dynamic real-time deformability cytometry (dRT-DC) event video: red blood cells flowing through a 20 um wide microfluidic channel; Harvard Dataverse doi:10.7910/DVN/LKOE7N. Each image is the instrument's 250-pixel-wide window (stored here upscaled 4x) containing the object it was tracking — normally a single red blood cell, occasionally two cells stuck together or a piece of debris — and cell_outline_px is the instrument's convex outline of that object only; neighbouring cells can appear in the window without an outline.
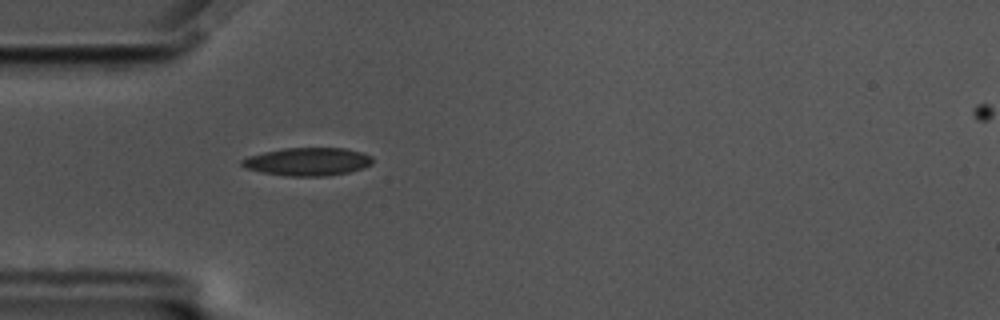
{"species": "common noctule bat (a hibernating species)", "species_latin": "Nyctalus noctula", "temperature_condition": "cold", "stored_images_in_passage": 44, "camera_frame_rate_fps": 3000, "um_per_image_px": 0.085, "animal": {"sex": "male", "body_mass_g": 17.5, "forearm_length_mm": 52.3}, "frame": {"image": 1, "passage_image": 3, "time_ms": 0.667, "image_size_px": [1000, 320], "cell_outline_px": [[372, 164], [364, 168], [348, 172], [324, 176], [288, 176], [260, 172], [244, 168], [240, 164], [240, 160], [248, 156], [264, 152], [284, 148], [344, 148], [360, 152], [372, 156]], "centroid_in_image_um": [26.12, 13.74], "position_along_channel_um": 58.9, "area_um2": 21.39}}
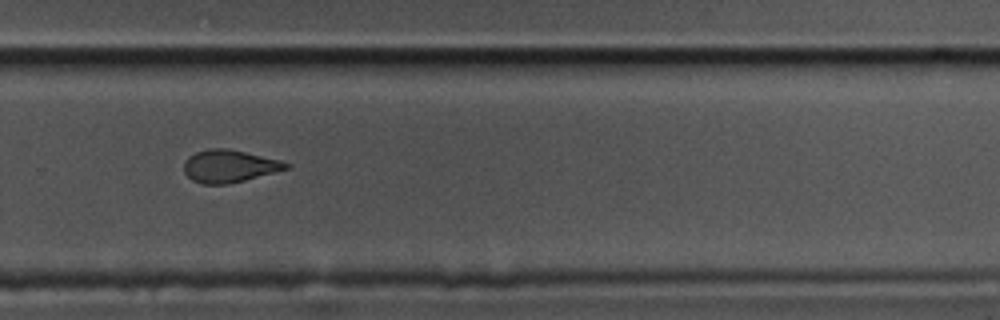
{"frame": {"image": 2, "passage_image": 25, "time_ms": 8.0, "image_size_px": [1000, 320], "cell_outline_px": [[292, 164], [288, 168], [244, 180], [228, 184], [204, 184], [192, 180], [184, 172], [184, 160], [188, 156], [196, 152], [208, 148], [228, 148], [280, 160]], "centroid_in_image_um": [19.45, 14.11], "position_along_channel_um": 310.3, "area_um2": 19.25}}
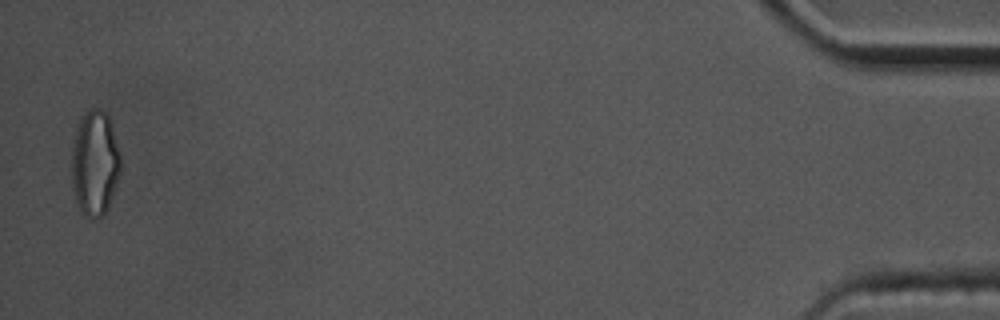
{"frame": {"image": 3, "passage_image": 43, "time_ms": 14.0, "image_size_px": [1000, 320], "cell_outline_px": [[120, 172], [108, 208], [100, 216], [92, 220], [88, 220], [80, 208], [76, 200], [72, 180], [72, 148], [76, 132], [80, 120], [92, 108], [96, 108], [104, 112], [108, 116], [120, 152]], "centroid_in_image_um": [8.07, 13.91], "position_along_channel_um": 427.1, "area_um2": 29.48}, "authors_computed_cell_mechanics": {"area_um2": 20.6635, "velocity_mm_per_s": 3.4659, "shape_relaxation_time_tau1_ms": 6.1912, "shape_relaxation_time_tau2_ms": 2.73, "deformation_change_tau1": 0.1643, "deformation_change_tau2": 0.0903}}